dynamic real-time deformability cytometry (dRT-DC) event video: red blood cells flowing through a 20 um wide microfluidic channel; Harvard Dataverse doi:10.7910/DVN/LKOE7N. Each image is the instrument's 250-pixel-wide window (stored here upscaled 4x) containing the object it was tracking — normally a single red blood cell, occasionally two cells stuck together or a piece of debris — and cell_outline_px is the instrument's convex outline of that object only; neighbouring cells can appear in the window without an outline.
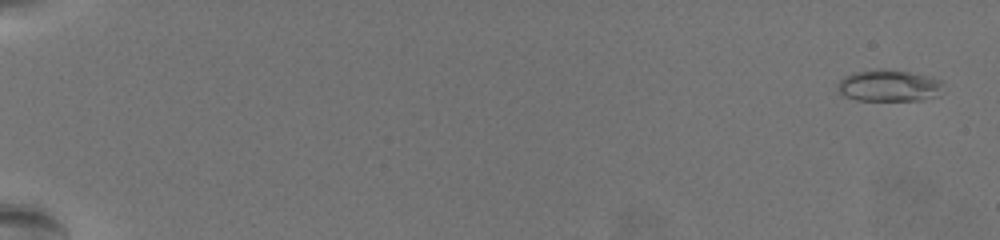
{"species": "common noctule bat (a hibernating species)", "species_latin": "Nyctalus noctula", "temperature_condition": "warm", "stored_images_in_passage": 13, "camera_frame_rate_fps": 3000, "um_per_image_px": 0.085, "animal": {"sex": "female", "body_mass_g": 19.5, "forearm_length_mm": 54.1}, "frame": {"image": 1, "passage_image": 3, "time_ms": 0.667, "image_size_px": [1000, 240], "cell_outline_px": [[940, 96], [920, 100], [856, 100], [844, 96], [840, 92], [836, 84], [844, 76], [856, 72], [880, 68], [908, 72], [932, 76], [940, 80]], "centroid_in_image_um": [75.54, 7.28], "position_along_channel_um": 9.5, "area_um2": 19.48}}